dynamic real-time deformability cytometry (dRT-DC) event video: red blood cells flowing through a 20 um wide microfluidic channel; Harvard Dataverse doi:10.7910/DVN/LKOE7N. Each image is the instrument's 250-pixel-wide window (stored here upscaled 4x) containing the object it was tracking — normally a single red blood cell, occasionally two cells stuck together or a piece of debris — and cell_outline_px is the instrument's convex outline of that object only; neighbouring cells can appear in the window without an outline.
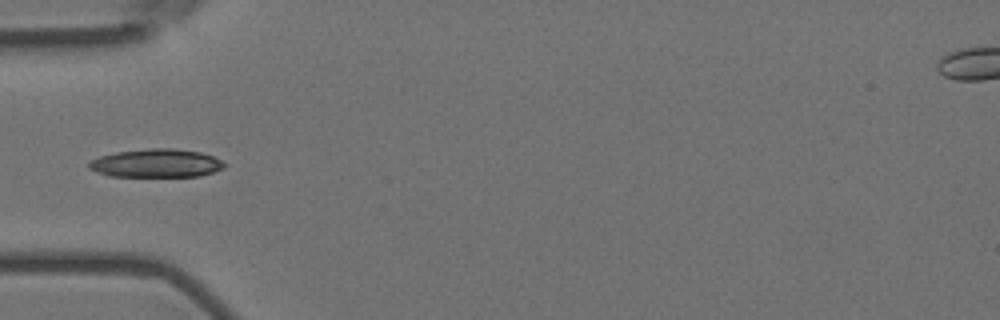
{"species": "Egyptian fruit bat (a non-hibernating species)", "species_latin": "Rousettus aegyptiacus", "temperature_condition": "room temperature", "stored_images_in_passage": 6, "camera_frame_rate_fps": 3000, "um_per_image_px": 0.085, "animal": {"sex": "female"}, "frame": {"image": 1, "passage_image": 1, "time_ms": 0.0, "image_size_px": [1000, 320], "cell_outline_px": [[224, 168], [200, 176], [108, 176], [96, 172], [88, 168], [88, 164], [92, 160], [100, 156], [116, 152], [148, 148], [172, 148], [200, 152], [212, 156], [220, 160], [224, 164]], "centroid_in_image_um": [13.25, 13.87], "position_along_channel_um": 71.7, "area_um2": 22.25}}
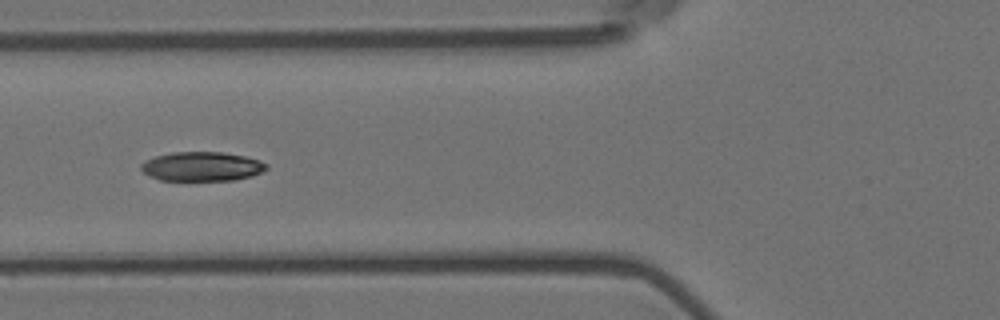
{"frame": {"image": 2, "passage_image": 4, "time_ms": 1.0, "image_size_px": [1000, 320], "cell_outline_px": [[268, 168], [252, 176], [236, 180], [160, 180], [148, 176], [140, 168], [140, 164], [144, 160], [156, 156], [172, 152], [224, 152], [244, 156], [260, 160], [268, 164]], "centroid_in_image_um": [17.15, 14.15], "position_along_channel_um": 108.6, "area_um2": 21.5}}